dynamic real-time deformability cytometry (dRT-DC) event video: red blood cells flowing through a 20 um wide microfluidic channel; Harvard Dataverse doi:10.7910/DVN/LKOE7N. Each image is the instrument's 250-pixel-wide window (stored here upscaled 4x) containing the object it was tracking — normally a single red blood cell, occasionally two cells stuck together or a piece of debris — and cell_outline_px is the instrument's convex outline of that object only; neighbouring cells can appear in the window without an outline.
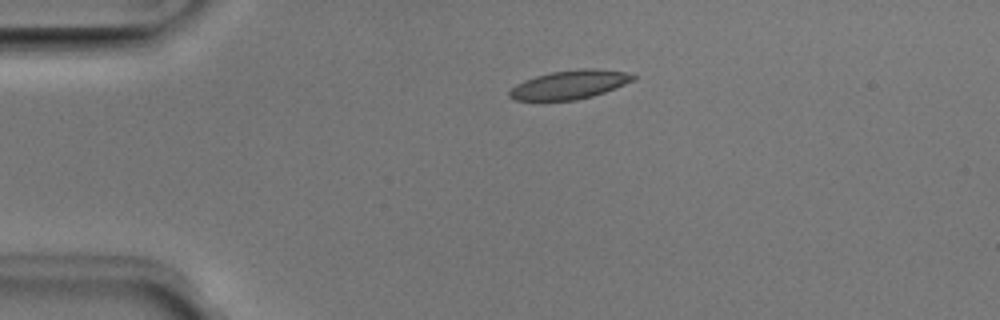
{"species": "Egyptian fruit bat (a non-hibernating species)", "species_latin": "Rousettus aegyptiacus", "temperature_condition": "room temperature", "stored_images_in_passage": 40, "camera_frame_rate_fps": 3000, "um_per_image_px": 0.085, "animal": {"sex": "male"}, "frame": {"image": 1, "passage_image": 1, "time_ms": 0.0, "image_size_px": [1000, 320], "cell_outline_px": [[636, 76], [632, 80], [624, 84], [604, 92], [592, 96], [576, 100], [516, 100], [508, 96], [508, 92], [516, 84], [524, 80], [536, 76], [552, 72], [580, 68], [596, 68], [624, 72]], "centroid_in_image_um": [48.38, 7.19], "position_along_channel_um": 36.6, "area_um2": 20.46}}
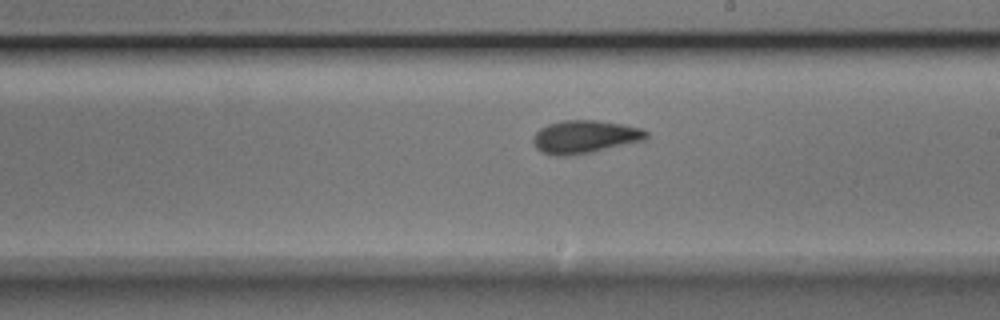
{"frame": {"image": 2, "passage_image": 19, "time_ms": 6.0, "image_size_px": [1000, 320], "cell_outline_px": [[648, 136], [644, 140], [592, 152], [564, 156], [556, 156], [540, 152], [536, 148], [532, 140], [532, 136], [540, 128], [548, 124], [560, 120], [596, 120], [624, 124], [640, 128], [648, 132]], "centroid_in_image_um": [49.67, 11.62], "position_along_channel_um": 239.3, "area_um2": 21.85}}
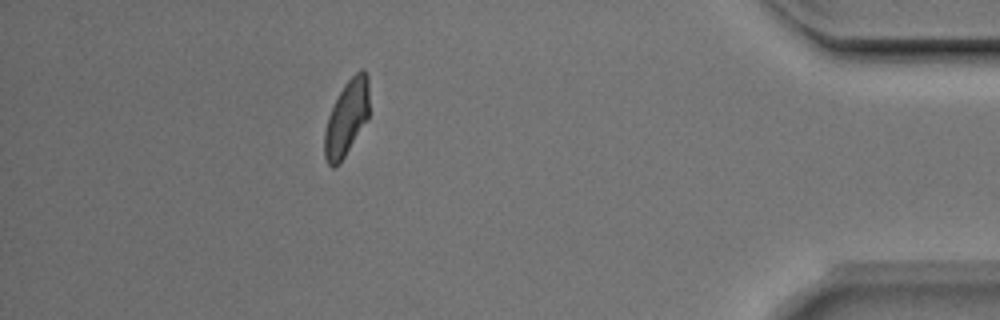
{"frame": {"image": 3, "passage_image": 35, "time_ms": 11.333, "image_size_px": [1000, 320], "cell_outline_px": [[368, 120], [340, 164], [336, 168], [332, 168], [328, 164], [324, 156], [324, 132], [328, 116], [344, 84], [360, 68], [364, 68], [368, 76]], "centroid_in_image_um": [29.46, 10.07], "position_along_channel_um": 405.7, "area_um2": 19.83}, "authors_computed_cell_mechanics": {"area_um2": 20.8369, "velocity_mm_per_s": 4.0081, "shape_relaxation_time_tau1_ms": 3.0558, "shape_relaxation_time_tau2_ms": 1.6235, "deformation_change_tau1": 0.1496, "deformation_change_tau2": 0.078}}